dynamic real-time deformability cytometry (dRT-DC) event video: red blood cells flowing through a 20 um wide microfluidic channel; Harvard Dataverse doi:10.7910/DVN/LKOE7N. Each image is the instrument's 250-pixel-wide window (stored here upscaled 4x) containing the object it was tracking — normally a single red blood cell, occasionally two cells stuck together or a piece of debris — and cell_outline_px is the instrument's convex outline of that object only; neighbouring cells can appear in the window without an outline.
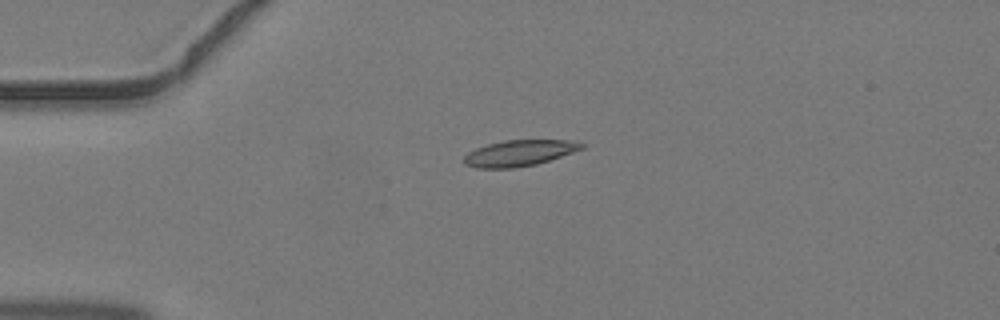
{"species": "common noctule bat (a hibernating species)", "species_latin": "Nyctalus noctula", "temperature_condition": "warm", "stored_images_in_passage": 2, "camera_frame_rate_fps": 3000, "um_per_image_px": 0.085, "animal": {"sex": "male", "body_mass_g": 19.2, "forearm_length_mm": 51.8}, "frame": {"image": 1, "passage_image": 1, "time_ms": 0.0, "image_size_px": [1000, 320], "cell_outline_px": [[584, 148], [536, 164], [516, 168], [476, 168], [464, 164], [464, 156], [468, 152], [476, 148], [488, 144], [504, 140], [568, 140], [584, 144]], "centroid_in_image_um": [44.09, 13.01], "position_along_channel_um": 40.9, "area_um2": 17.69}}
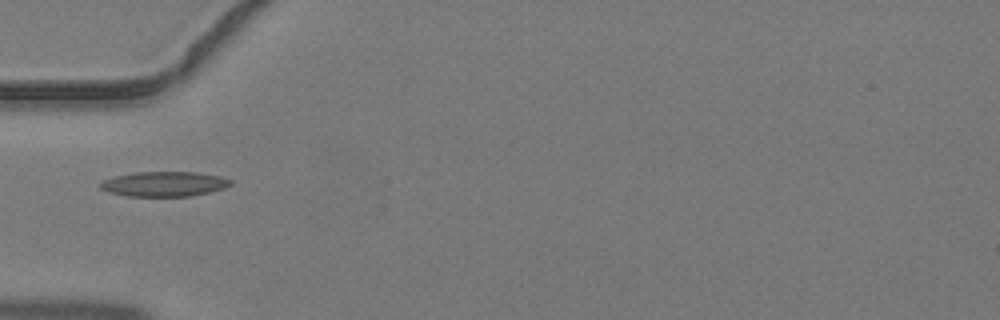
{"frame": {"image": 2, "passage_image": 2, "time_ms": 0.333, "image_size_px": [1000, 320], "cell_outline_px": [[232, 184], [224, 188], [192, 196], [128, 196], [108, 192], [100, 188], [100, 184], [104, 180], [116, 176], [132, 172], [196, 172], [220, 176], [232, 180]], "centroid_in_image_um": [13.96, 15.63], "position_along_channel_um": 71.0, "area_um2": 18.84}}